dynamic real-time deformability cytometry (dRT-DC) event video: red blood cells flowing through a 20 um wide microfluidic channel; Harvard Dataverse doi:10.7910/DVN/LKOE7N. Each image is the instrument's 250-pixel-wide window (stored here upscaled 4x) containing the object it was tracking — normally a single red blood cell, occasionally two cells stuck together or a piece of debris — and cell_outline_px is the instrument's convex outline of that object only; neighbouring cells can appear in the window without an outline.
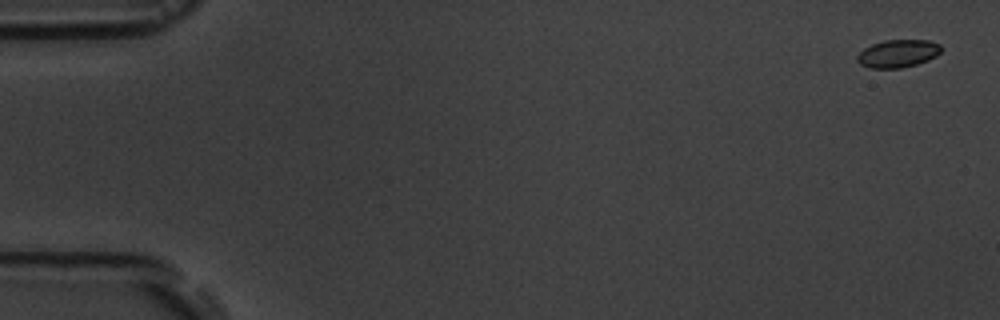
{"species": "common noctule bat (a hibernating species)", "species_latin": "Nyctalus noctula", "temperature_condition": "room temperature", "stored_images_in_passage": 17, "camera_frame_rate_fps": 3000, "um_per_image_px": 0.085, "animal": {"sex": "male", "body_mass_g": 19.5, "forearm_length_mm": 54.6}, "frame": {"image": 1, "passage_image": 1, "time_ms": 0.0, "image_size_px": [1000, 320], "cell_outline_px": [[940, 52], [936, 56], [928, 60], [916, 64], [900, 68], [872, 68], [860, 64], [856, 60], [856, 56], [864, 48], [872, 44], [884, 40], [928, 40], [940, 44]], "centroid_in_image_um": [76.3, 4.55], "position_along_channel_um": 8.7, "area_um2": 13.53}}
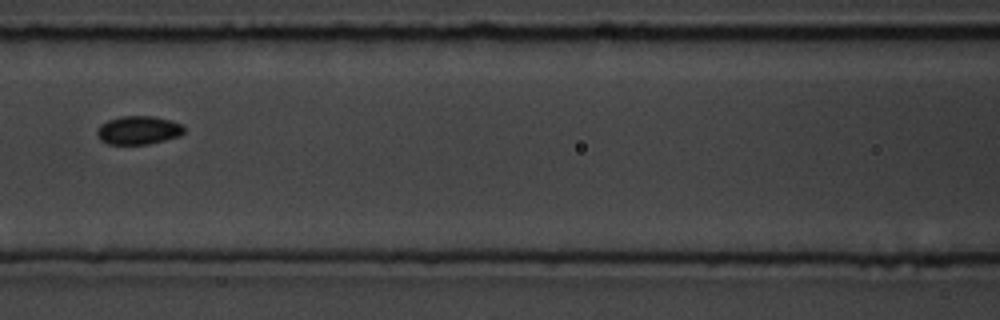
{"frame": {"image": 2, "passage_image": 8, "time_ms": 8.0, "image_size_px": [1000, 320], "cell_outline_px": [[184, 132], [180, 136], [148, 144], [108, 144], [100, 140], [96, 132], [100, 124], [108, 120], [120, 116], [156, 116], [172, 120], [180, 124], [184, 128]], "centroid_in_image_um": [11.76, 11.06], "position_along_channel_um": 154.8, "area_um2": 14.51}}
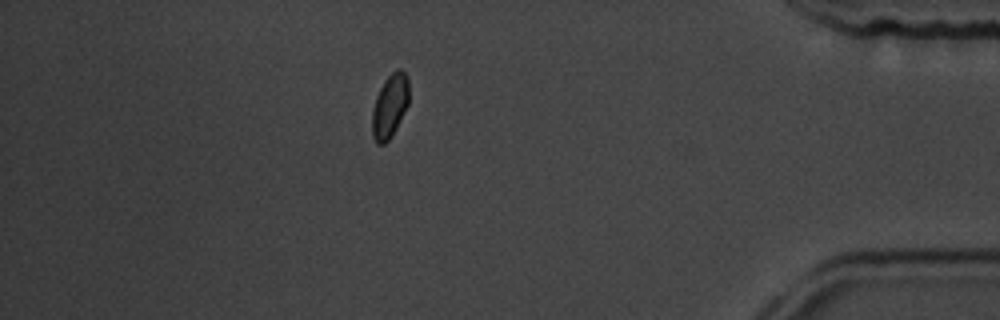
{"frame": {"image": 3, "passage_image": 15, "time_ms": 16.0, "image_size_px": [1000, 320], "cell_outline_px": [[408, 104], [392, 136], [384, 144], [376, 144], [372, 136], [372, 108], [376, 96], [384, 80], [396, 68], [400, 68], [408, 76]], "centroid_in_image_um": [33.12, 9.0], "position_along_channel_um": 402.1, "area_um2": 13.76}}